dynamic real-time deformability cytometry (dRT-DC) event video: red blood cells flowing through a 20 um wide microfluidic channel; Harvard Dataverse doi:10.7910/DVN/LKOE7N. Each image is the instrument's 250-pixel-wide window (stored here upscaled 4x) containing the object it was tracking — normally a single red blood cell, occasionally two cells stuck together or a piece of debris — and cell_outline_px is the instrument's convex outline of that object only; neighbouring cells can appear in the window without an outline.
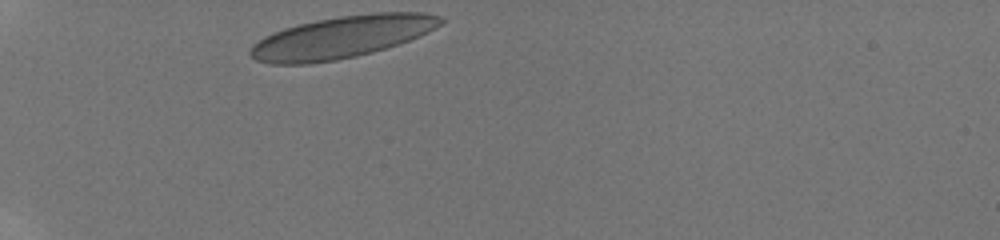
{"species": "human", "species_latin": "Homo sapiens", "temperature_condition": "room temperature", "stored_images_in_passage": 3, "camera_frame_rate_fps": 3000, "um_per_image_px": 0.085, "donor": {"sex": "male"}, "frame": {"image": 1, "passage_image": 1, "time_ms": 0.0, "image_size_px": [1000, 240], "cell_outline_px": [[448, 20], [436, 28], [420, 36], [372, 52], [356, 56], [336, 60], [308, 64], [268, 64], [256, 60], [248, 52], [252, 44], [264, 36], [284, 28], [316, 20], [340, 16], [372, 12], [424, 12], [440, 16]], "centroid_in_image_um": [29.06, 3.15], "position_along_channel_um": 55.9, "area_um2": 46.76}}